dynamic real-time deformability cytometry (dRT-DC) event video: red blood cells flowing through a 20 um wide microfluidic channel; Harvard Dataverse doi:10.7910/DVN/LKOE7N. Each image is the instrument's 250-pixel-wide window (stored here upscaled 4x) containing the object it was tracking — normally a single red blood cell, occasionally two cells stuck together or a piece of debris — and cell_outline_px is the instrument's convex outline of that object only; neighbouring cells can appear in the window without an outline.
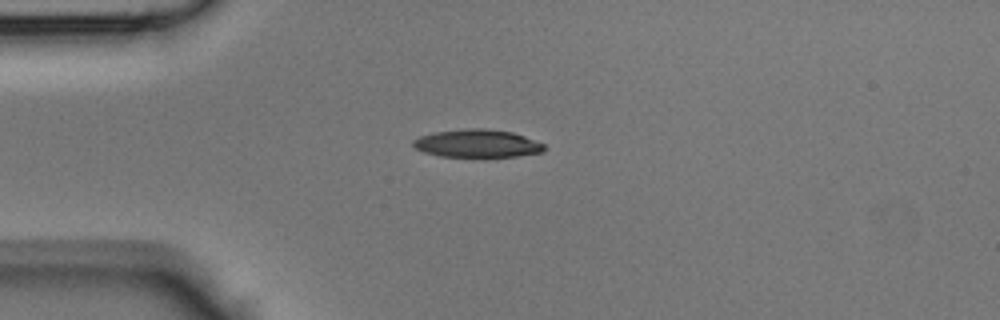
{"species": "Egyptian fruit bat (a non-hibernating species)", "species_latin": "Rousettus aegyptiacus", "temperature_condition": "room temperature", "stored_images_in_passage": 33, "camera_frame_rate_fps": 3000, "um_per_image_px": 0.085, "animal": {"sex": "male"}, "frame": {"image": 1, "passage_image": 1, "time_ms": 0.0, "image_size_px": [1000, 320], "cell_outline_px": [[544, 152], [520, 156], [480, 160], [440, 156], [424, 152], [416, 148], [412, 144], [412, 140], [420, 136], [432, 132], [468, 128], [484, 128], [512, 132], [524, 136], [544, 144]], "centroid_in_image_um": [40.57, 12.24], "position_along_channel_um": 44.4, "area_um2": 22.37}}
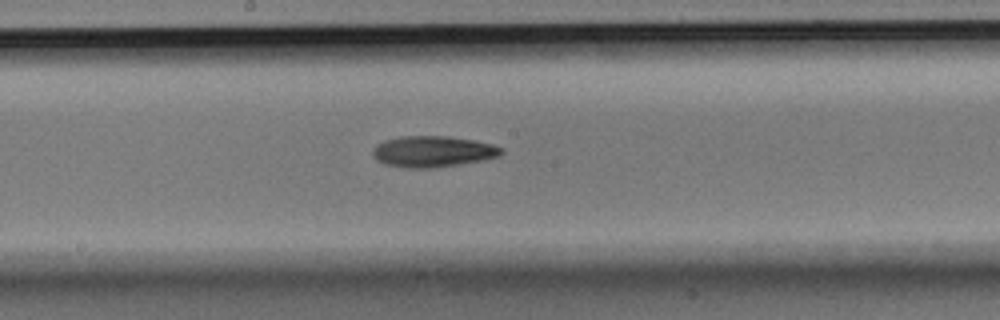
{"frame": {"image": 2, "passage_image": 13, "time_ms": 4.0, "image_size_px": [1000, 320], "cell_outline_px": [[504, 152], [500, 156], [484, 160], [436, 168], [404, 168], [384, 164], [376, 160], [372, 156], [372, 152], [376, 144], [384, 140], [400, 136], [448, 136], [472, 140], [492, 144], [504, 148]], "centroid_in_image_um": [36.78, 12.89], "position_along_channel_um": 211.4, "area_um2": 23.64}}
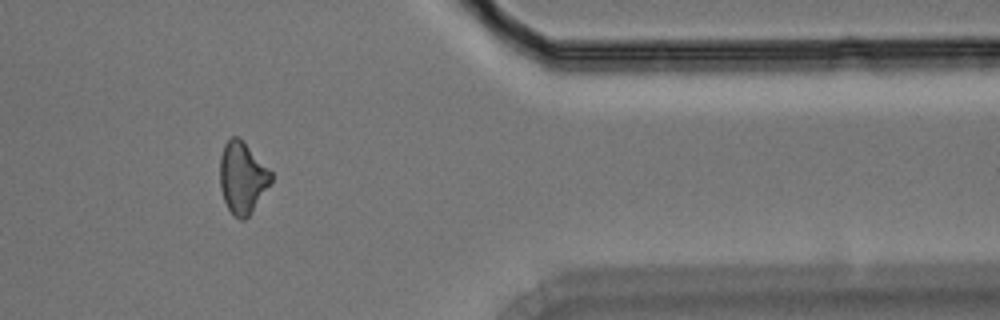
{"frame": {"image": 3, "passage_image": 26, "time_ms": 8.333, "image_size_px": [1000, 320], "cell_outline_px": [[272, 180], [248, 216], [244, 220], [240, 220], [232, 216], [224, 200], [220, 188], [220, 156], [224, 144], [232, 136], [236, 136], [272, 172]], "centroid_in_image_um": [20.56, 15.14], "position_along_channel_um": 390.8, "area_um2": 20.81}}